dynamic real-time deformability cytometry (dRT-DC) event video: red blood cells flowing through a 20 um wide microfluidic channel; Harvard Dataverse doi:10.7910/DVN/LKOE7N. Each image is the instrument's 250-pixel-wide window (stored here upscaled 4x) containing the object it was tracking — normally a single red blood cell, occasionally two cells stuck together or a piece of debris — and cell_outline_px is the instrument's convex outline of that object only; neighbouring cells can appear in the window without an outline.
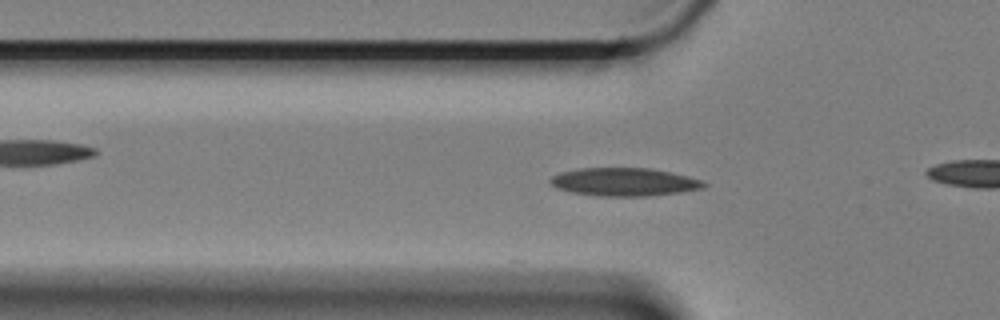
{"species": "Egyptian fruit bat (a non-hibernating species)", "species_latin": "Rousettus aegyptiacus", "temperature_condition": "cold", "stored_images_in_passage": 43, "camera_frame_rate_fps": 3000, "um_per_image_px": 0.085, "animal": {"sex": "female"}, "frame": {"image": 1, "passage_image": 2, "time_ms": 0.333, "image_size_px": [1000, 320], "cell_outline_px": [[708, 184], [704, 188], [680, 192], [648, 196], [600, 196], [572, 192], [556, 188], [548, 180], [552, 176], [560, 172], [580, 168], [652, 168], [672, 172], [704, 180]], "centroid_in_image_um": [53.09, 15.46], "position_along_channel_um": 72.7, "area_um2": 25.32}}
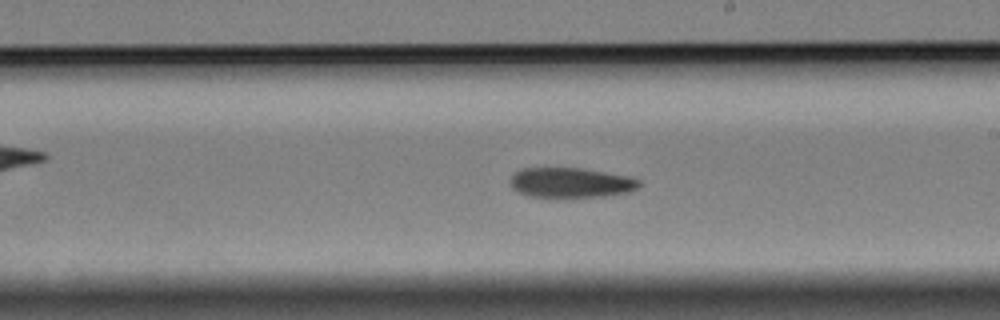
{"frame": {"image": 2, "passage_image": 17, "time_ms": 5.333, "image_size_px": [1000, 320], "cell_outline_px": [[644, 184], [640, 188], [632, 192], [604, 196], [560, 200], [552, 200], [528, 196], [516, 192], [512, 188], [508, 180], [520, 168], [580, 168], [632, 176], [640, 180]], "centroid_in_image_um": [48.54, 15.58], "position_along_channel_um": 240.5, "area_um2": 23.99}}
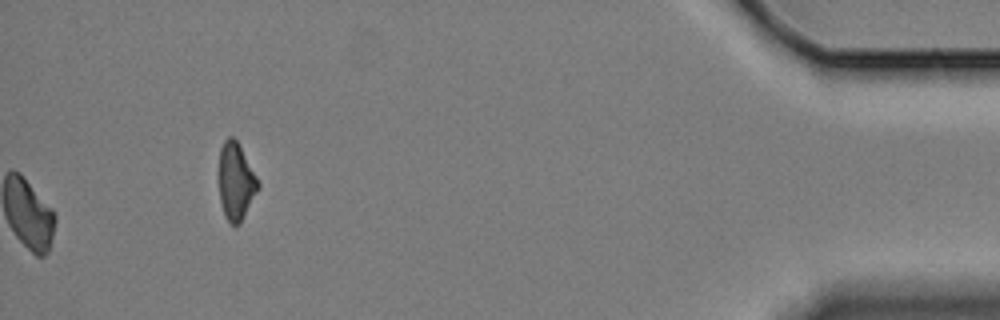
{"frame": {"image": 3, "passage_image": 43, "time_ms": 14.0, "image_size_px": [1000, 320], "cell_outline_px": [[260, 188], [240, 224], [232, 224], [224, 216], [220, 200], [220, 148], [224, 140], [228, 136], [232, 136], [240, 144], [260, 184]], "centroid_in_image_um": [20.07, 15.42], "position_along_channel_um": 415.1, "area_um2": 17.57}, "authors_computed_cell_mechanics": {"area_um2": 23.4668, "velocity_mm_per_s": 3.3455, "shape_relaxation_time_tau1_ms": 4.3761, "shape_relaxation_time_tau2_ms": null, "deformation_change_tau1": 0.1092, "deformation_change_tau2": null}}